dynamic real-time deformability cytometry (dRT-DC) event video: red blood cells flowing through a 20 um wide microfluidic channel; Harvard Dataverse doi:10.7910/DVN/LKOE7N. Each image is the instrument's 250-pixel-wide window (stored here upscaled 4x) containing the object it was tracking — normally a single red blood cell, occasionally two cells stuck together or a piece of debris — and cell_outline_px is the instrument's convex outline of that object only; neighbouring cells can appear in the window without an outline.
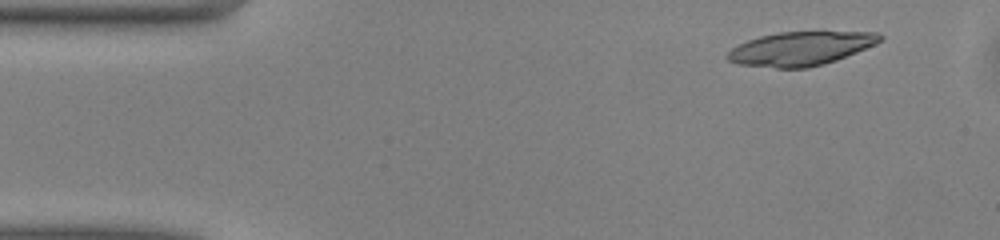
{"species": "common noctule bat (a hibernating species)", "species_latin": "Nyctalus noctula", "temperature_condition": "warm", "stored_images_in_passage": 42, "camera_frame_rate_fps": 3000, "um_per_image_px": 0.085, "animal": {"sex": "male", "body_mass_g": 13.0, "forearm_length_mm": 53.1}, "frame": {"image": 1, "passage_image": 4, "time_ms": 1.0, "image_size_px": [1000, 240], "cell_outline_px": [[884, 36], [880, 40], [856, 52], [836, 60], [824, 64], [808, 68], [776, 68], [740, 64], [728, 60], [724, 56], [732, 48], [748, 40], [760, 36], [780, 32], [880, 32]], "centroid_in_image_um": [68.02, 4.13], "position_along_channel_um": 17.0, "area_um2": 29.71}}